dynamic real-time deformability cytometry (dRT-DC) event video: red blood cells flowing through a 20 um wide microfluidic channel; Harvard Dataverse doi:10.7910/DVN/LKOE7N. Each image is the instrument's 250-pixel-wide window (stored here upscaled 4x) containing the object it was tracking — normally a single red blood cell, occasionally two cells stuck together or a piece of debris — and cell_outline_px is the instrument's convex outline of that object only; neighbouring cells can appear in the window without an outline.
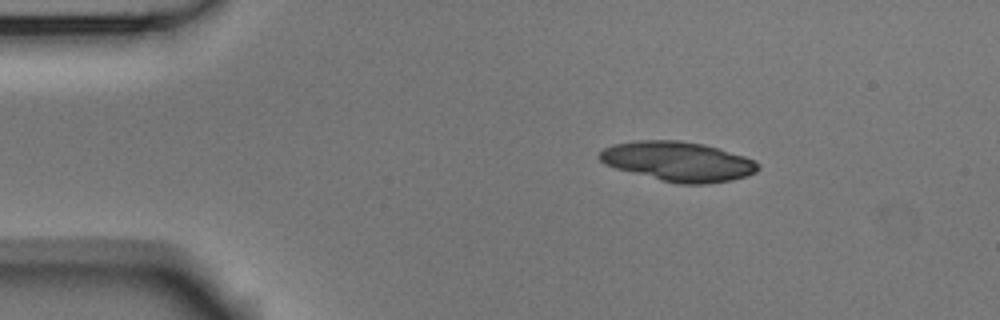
{"species": "Egyptian fruit bat (a non-hibernating species)", "species_latin": "Rousettus aegyptiacus", "temperature_condition": "room temperature", "stored_images_in_passage": 5, "camera_frame_rate_fps": 3000, "um_per_image_px": 0.085, "animal": {"sex": "male"}, "frame": {"image": 1, "passage_image": 2, "time_ms": 0.333, "image_size_px": [1000, 320], "cell_outline_px": [[760, 168], [756, 172], [748, 176], [732, 180], [704, 184], [680, 184], [660, 180], [616, 168], [604, 164], [596, 156], [604, 148], [612, 144], [636, 140], [680, 140], [704, 144], [744, 156], [756, 160], [760, 164]], "centroid_in_image_um": [57.65, 13.72], "position_along_channel_um": 27.4, "area_um2": 36.82}}